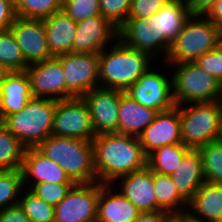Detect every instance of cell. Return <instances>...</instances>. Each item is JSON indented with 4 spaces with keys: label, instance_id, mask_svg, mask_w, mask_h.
<instances>
[{
    "label": "cell",
    "instance_id": "obj_1",
    "mask_svg": "<svg viewBox=\"0 0 222 222\" xmlns=\"http://www.w3.org/2000/svg\"><path fill=\"white\" fill-rule=\"evenodd\" d=\"M97 182L111 184L117 178L147 166L139 138L109 133L96 135L92 140Z\"/></svg>",
    "mask_w": 222,
    "mask_h": 222
},
{
    "label": "cell",
    "instance_id": "obj_2",
    "mask_svg": "<svg viewBox=\"0 0 222 222\" xmlns=\"http://www.w3.org/2000/svg\"><path fill=\"white\" fill-rule=\"evenodd\" d=\"M98 55L99 87L123 92L157 63L149 53L130 48L119 38Z\"/></svg>",
    "mask_w": 222,
    "mask_h": 222
},
{
    "label": "cell",
    "instance_id": "obj_3",
    "mask_svg": "<svg viewBox=\"0 0 222 222\" xmlns=\"http://www.w3.org/2000/svg\"><path fill=\"white\" fill-rule=\"evenodd\" d=\"M36 148L65 170L74 183L97 182L92 142L51 135Z\"/></svg>",
    "mask_w": 222,
    "mask_h": 222
},
{
    "label": "cell",
    "instance_id": "obj_4",
    "mask_svg": "<svg viewBox=\"0 0 222 222\" xmlns=\"http://www.w3.org/2000/svg\"><path fill=\"white\" fill-rule=\"evenodd\" d=\"M56 100L31 96L17 113L6 116L1 123L26 148L37 147L51 136Z\"/></svg>",
    "mask_w": 222,
    "mask_h": 222
},
{
    "label": "cell",
    "instance_id": "obj_5",
    "mask_svg": "<svg viewBox=\"0 0 222 222\" xmlns=\"http://www.w3.org/2000/svg\"><path fill=\"white\" fill-rule=\"evenodd\" d=\"M182 143L197 149L218 141L222 127V100L178 106Z\"/></svg>",
    "mask_w": 222,
    "mask_h": 222
},
{
    "label": "cell",
    "instance_id": "obj_6",
    "mask_svg": "<svg viewBox=\"0 0 222 222\" xmlns=\"http://www.w3.org/2000/svg\"><path fill=\"white\" fill-rule=\"evenodd\" d=\"M219 45V28L205 15H191L172 42L164 60L167 65L195 62Z\"/></svg>",
    "mask_w": 222,
    "mask_h": 222
},
{
    "label": "cell",
    "instance_id": "obj_7",
    "mask_svg": "<svg viewBox=\"0 0 222 222\" xmlns=\"http://www.w3.org/2000/svg\"><path fill=\"white\" fill-rule=\"evenodd\" d=\"M170 69L176 105L222 100V84L195 62L173 64Z\"/></svg>",
    "mask_w": 222,
    "mask_h": 222
},
{
    "label": "cell",
    "instance_id": "obj_8",
    "mask_svg": "<svg viewBox=\"0 0 222 222\" xmlns=\"http://www.w3.org/2000/svg\"><path fill=\"white\" fill-rule=\"evenodd\" d=\"M160 65L162 69L165 66L163 70H167V72H164ZM168 70H170V66L164 61L157 62L155 66L144 72L125 93L142 106L157 112L172 109L176 104L173 98L172 75Z\"/></svg>",
    "mask_w": 222,
    "mask_h": 222
},
{
    "label": "cell",
    "instance_id": "obj_9",
    "mask_svg": "<svg viewBox=\"0 0 222 222\" xmlns=\"http://www.w3.org/2000/svg\"><path fill=\"white\" fill-rule=\"evenodd\" d=\"M51 135L92 142L96 134L88 106L82 97L56 101Z\"/></svg>",
    "mask_w": 222,
    "mask_h": 222
},
{
    "label": "cell",
    "instance_id": "obj_10",
    "mask_svg": "<svg viewBox=\"0 0 222 222\" xmlns=\"http://www.w3.org/2000/svg\"><path fill=\"white\" fill-rule=\"evenodd\" d=\"M65 74V99L82 97L99 88V55L68 53L56 56Z\"/></svg>",
    "mask_w": 222,
    "mask_h": 222
},
{
    "label": "cell",
    "instance_id": "obj_11",
    "mask_svg": "<svg viewBox=\"0 0 222 222\" xmlns=\"http://www.w3.org/2000/svg\"><path fill=\"white\" fill-rule=\"evenodd\" d=\"M99 182L75 183L56 206L54 222H96Z\"/></svg>",
    "mask_w": 222,
    "mask_h": 222
},
{
    "label": "cell",
    "instance_id": "obj_12",
    "mask_svg": "<svg viewBox=\"0 0 222 222\" xmlns=\"http://www.w3.org/2000/svg\"><path fill=\"white\" fill-rule=\"evenodd\" d=\"M191 15L187 0H171L148 18L157 34V61L166 59L172 42Z\"/></svg>",
    "mask_w": 222,
    "mask_h": 222
},
{
    "label": "cell",
    "instance_id": "obj_13",
    "mask_svg": "<svg viewBox=\"0 0 222 222\" xmlns=\"http://www.w3.org/2000/svg\"><path fill=\"white\" fill-rule=\"evenodd\" d=\"M123 93L99 87L82 96L88 106L96 135L118 133L119 103Z\"/></svg>",
    "mask_w": 222,
    "mask_h": 222
},
{
    "label": "cell",
    "instance_id": "obj_14",
    "mask_svg": "<svg viewBox=\"0 0 222 222\" xmlns=\"http://www.w3.org/2000/svg\"><path fill=\"white\" fill-rule=\"evenodd\" d=\"M33 96L56 101L65 99V74L61 61L53 56L26 69Z\"/></svg>",
    "mask_w": 222,
    "mask_h": 222
},
{
    "label": "cell",
    "instance_id": "obj_15",
    "mask_svg": "<svg viewBox=\"0 0 222 222\" xmlns=\"http://www.w3.org/2000/svg\"><path fill=\"white\" fill-rule=\"evenodd\" d=\"M21 48L28 65L52 58L47 45V36L43 19H25L17 17L9 28Z\"/></svg>",
    "mask_w": 222,
    "mask_h": 222
},
{
    "label": "cell",
    "instance_id": "obj_16",
    "mask_svg": "<svg viewBox=\"0 0 222 222\" xmlns=\"http://www.w3.org/2000/svg\"><path fill=\"white\" fill-rule=\"evenodd\" d=\"M143 152L148 156L155 149L182 143L178 105L157 113L154 121L138 136Z\"/></svg>",
    "mask_w": 222,
    "mask_h": 222
},
{
    "label": "cell",
    "instance_id": "obj_17",
    "mask_svg": "<svg viewBox=\"0 0 222 222\" xmlns=\"http://www.w3.org/2000/svg\"><path fill=\"white\" fill-rule=\"evenodd\" d=\"M119 29L102 15L77 23L74 53L99 54L118 39Z\"/></svg>",
    "mask_w": 222,
    "mask_h": 222
},
{
    "label": "cell",
    "instance_id": "obj_18",
    "mask_svg": "<svg viewBox=\"0 0 222 222\" xmlns=\"http://www.w3.org/2000/svg\"><path fill=\"white\" fill-rule=\"evenodd\" d=\"M130 200L140 212L163 210L154 193V172L147 166L141 170L123 175L111 183Z\"/></svg>",
    "mask_w": 222,
    "mask_h": 222
},
{
    "label": "cell",
    "instance_id": "obj_19",
    "mask_svg": "<svg viewBox=\"0 0 222 222\" xmlns=\"http://www.w3.org/2000/svg\"><path fill=\"white\" fill-rule=\"evenodd\" d=\"M21 170L26 189L44 182L74 183L65 170L43 155L36 147L26 148Z\"/></svg>",
    "mask_w": 222,
    "mask_h": 222
},
{
    "label": "cell",
    "instance_id": "obj_20",
    "mask_svg": "<svg viewBox=\"0 0 222 222\" xmlns=\"http://www.w3.org/2000/svg\"><path fill=\"white\" fill-rule=\"evenodd\" d=\"M186 222H222V184L204 182L188 202Z\"/></svg>",
    "mask_w": 222,
    "mask_h": 222
},
{
    "label": "cell",
    "instance_id": "obj_21",
    "mask_svg": "<svg viewBox=\"0 0 222 222\" xmlns=\"http://www.w3.org/2000/svg\"><path fill=\"white\" fill-rule=\"evenodd\" d=\"M140 211L112 184L99 183L96 222H132Z\"/></svg>",
    "mask_w": 222,
    "mask_h": 222
},
{
    "label": "cell",
    "instance_id": "obj_22",
    "mask_svg": "<svg viewBox=\"0 0 222 222\" xmlns=\"http://www.w3.org/2000/svg\"><path fill=\"white\" fill-rule=\"evenodd\" d=\"M32 96L30 80L26 70L10 71L0 83V122L19 112Z\"/></svg>",
    "mask_w": 222,
    "mask_h": 222
},
{
    "label": "cell",
    "instance_id": "obj_23",
    "mask_svg": "<svg viewBox=\"0 0 222 222\" xmlns=\"http://www.w3.org/2000/svg\"><path fill=\"white\" fill-rule=\"evenodd\" d=\"M48 50L52 56L74 53L77 23L63 10L43 19Z\"/></svg>",
    "mask_w": 222,
    "mask_h": 222
},
{
    "label": "cell",
    "instance_id": "obj_24",
    "mask_svg": "<svg viewBox=\"0 0 222 222\" xmlns=\"http://www.w3.org/2000/svg\"><path fill=\"white\" fill-rule=\"evenodd\" d=\"M170 177L179 194L189 202L205 182L201 155L198 149L191 148L183 156L180 165L171 173Z\"/></svg>",
    "mask_w": 222,
    "mask_h": 222
},
{
    "label": "cell",
    "instance_id": "obj_25",
    "mask_svg": "<svg viewBox=\"0 0 222 222\" xmlns=\"http://www.w3.org/2000/svg\"><path fill=\"white\" fill-rule=\"evenodd\" d=\"M157 111L144 107L125 92L120 96L118 133L138 137L155 119Z\"/></svg>",
    "mask_w": 222,
    "mask_h": 222
},
{
    "label": "cell",
    "instance_id": "obj_26",
    "mask_svg": "<svg viewBox=\"0 0 222 222\" xmlns=\"http://www.w3.org/2000/svg\"><path fill=\"white\" fill-rule=\"evenodd\" d=\"M118 38L128 47L149 53L157 60V34L148 18L127 19Z\"/></svg>",
    "mask_w": 222,
    "mask_h": 222
},
{
    "label": "cell",
    "instance_id": "obj_27",
    "mask_svg": "<svg viewBox=\"0 0 222 222\" xmlns=\"http://www.w3.org/2000/svg\"><path fill=\"white\" fill-rule=\"evenodd\" d=\"M154 193L157 204L180 219L186 214L188 202L179 194L170 175L154 172Z\"/></svg>",
    "mask_w": 222,
    "mask_h": 222
},
{
    "label": "cell",
    "instance_id": "obj_28",
    "mask_svg": "<svg viewBox=\"0 0 222 222\" xmlns=\"http://www.w3.org/2000/svg\"><path fill=\"white\" fill-rule=\"evenodd\" d=\"M191 148L183 143L172 144L155 149L147 156V167L161 175H171L180 165L183 156Z\"/></svg>",
    "mask_w": 222,
    "mask_h": 222
},
{
    "label": "cell",
    "instance_id": "obj_29",
    "mask_svg": "<svg viewBox=\"0 0 222 222\" xmlns=\"http://www.w3.org/2000/svg\"><path fill=\"white\" fill-rule=\"evenodd\" d=\"M26 147L0 122V171L20 170Z\"/></svg>",
    "mask_w": 222,
    "mask_h": 222
},
{
    "label": "cell",
    "instance_id": "obj_30",
    "mask_svg": "<svg viewBox=\"0 0 222 222\" xmlns=\"http://www.w3.org/2000/svg\"><path fill=\"white\" fill-rule=\"evenodd\" d=\"M197 149L201 155L205 181L222 184V142L218 140Z\"/></svg>",
    "mask_w": 222,
    "mask_h": 222
},
{
    "label": "cell",
    "instance_id": "obj_31",
    "mask_svg": "<svg viewBox=\"0 0 222 222\" xmlns=\"http://www.w3.org/2000/svg\"><path fill=\"white\" fill-rule=\"evenodd\" d=\"M24 189L21 169L0 171V211L18 204Z\"/></svg>",
    "mask_w": 222,
    "mask_h": 222
},
{
    "label": "cell",
    "instance_id": "obj_32",
    "mask_svg": "<svg viewBox=\"0 0 222 222\" xmlns=\"http://www.w3.org/2000/svg\"><path fill=\"white\" fill-rule=\"evenodd\" d=\"M0 63L9 71H24L29 66L10 29L0 31Z\"/></svg>",
    "mask_w": 222,
    "mask_h": 222
},
{
    "label": "cell",
    "instance_id": "obj_33",
    "mask_svg": "<svg viewBox=\"0 0 222 222\" xmlns=\"http://www.w3.org/2000/svg\"><path fill=\"white\" fill-rule=\"evenodd\" d=\"M16 15L25 19H44L62 10V0H14Z\"/></svg>",
    "mask_w": 222,
    "mask_h": 222
},
{
    "label": "cell",
    "instance_id": "obj_34",
    "mask_svg": "<svg viewBox=\"0 0 222 222\" xmlns=\"http://www.w3.org/2000/svg\"><path fill=\"white\" fill-rule=\"evenodd\" d=\"M32 222H54V206L24 189L18 203Z\"/></svg>",
    "mask_w": 222,
    "mask_h": 222
},
{
    "label": "cell",
    "instance_id": "obj_35",
    "mask_svg": "<svg viewBox=\"0 0 222 222\" xmlns=\"http://www.w3.org/2000/svg\"><path fill=\"white\" fill-rule=\"evenodd\" d=\"M62 10L76 23L101 15L99 0H62Z\"/></svg>",
    "mask_w": 222,
    "mask_h": 222
},
{
    "label": "cell",
    "instance_id": "obj_36",
    "mask_svg": "<svg viewBox=\"0 0 222 222\" xmlns=\"http://www.w3.org/2000/svg\"><path fill=\"white\" fill-rule=\"evenodd\" d=\"M101 15L118 29L126 22L131 0H99Z\"/></svg>",
    "mask_w": 222,
    "mask_h": 222
},
{
    "label": "cell",
    "instance_id": "obj_37",
    "mask_svg": "<svg viewBox=\"0 0 222 222\" xmlns=\"http://www.w3.org/2000/svg\"><path fill=\"white\" fill-rule=\"evenodd\" d=\"M75 183H38L34 184L29 190L38 198L45 202L56 206L63 198H65L68 191Z\"/></svg>",
    "mask_w": 222,
    "mask_h": 222
},
{
    "label": "cell",
    "instance_id": "obj_38",
    "mask_svg": "<svg viewBox=\"0 0 222 222\" xmlns=\"http://www.w3.org/2000/svg\"><path fill=\"white\" fill-rule=\"evenodd\" d=\"M195 63L222 84V47L220 45L200 56Z\"/></svg>",
    "mask_w": 222,
    "mask_h": 222
},
{
    "label": "cell",
    "instance_id": "obj_39",
    "mask_svg": "<svg viewBox=\"0 0 222 222\" xmlns=\"http://www.w3.org/2000/svg\"><path fill=\"white\" fill-rule=\"evenodd\" d=\"M171 0H131L127 19L150 18Z\"/></svg>",
    "mask_w": 222,
    "mask_h": 222
},
{
    "label": "cell",
    "instance_id": "obj_40",
    "mask_svg": "<svg viewBox=\"0 0 222 222\" xmlns=\"http://www.w3.org/2000/svg\"><path fill=\"white\" fill-rule=\"evenodd\" d=\"M16 18L14 0H0V31L8 30Z\"/></svg>",
    "mask_w": 222,
    "mask_h": 222
},
{
    "label": "cell",
    "instance_id": "obj_41",
    "mask_svg": "<svg viewBox=\"0 0 222 222\" xmlns=\"http://www.w3.org/2000/svg\"><path fill=\"white\" fill-rule=\"evenodd\" d=\"M179 219V217L171 212L160 210L140 212L132 222H178Z\"/></svg>",
    "mask_w": 222,
    "mask_h": 222
},
{
    "label": "cell",
    "instance_id": "obj_42",
    "mask_svg": "<svg viewBox=\"0 0 222 222\" xmlns=\"http://www.w3.org/2000/svg\"><path fill=\"white\" fill-rule=\"evenodd\" d=\"M0 222H32L19 204L0 211Z\"/></svg>",
    "mask_w": 222,
    "mask_h": 222
},
{
    "label": "cell",
    "instance_id": "obj_43",
    "mask_svg": "<svg viewBox=\"0 0 222 222\" xmlns=\"http://www.w3.org/2000/svg\"><path fill=\"white\" fill-rule=\"evenodd\" d=\"M217 0H187L192 15H205Z\"/></svg>",
    "mask_w": 222,
    "mask_h": 222
},
{
    "label": "cell",
    "instance_id": "obj_44",
    "mask_svg": "<svg viewBox=\"0 0 222 222\" xmlns=\"http://www.w3.org/2000/svg\"><path fill=\"white\" fill-rule=\"evenodd\" d=\"M205 16L218 28L222 27V0H217Z\"/></svg>",
    "mask_w": 222,
    "mask_h": 222
},
{
    "label": "cell",
    "instance_id": "obj_45",
    "mask_svg": "<svg viewBox=\"0 0 222 222\" xmlns=\"http://www.w3.org/2000/svg\"><path fill=\"white\" fill-rule=\"evenodd\" d=\"M9 72L10 71L3 64L0 63V83L6 78Z\"/></svg>",
    "mask_w": 222,
    "mask_h": 222
},
{
    "label": "cell",
    "instance_id": "obj_46",
    "mask_svg": "<svg viewBox=\"0 0 222 222\" xmlns=\"http://www.w3.org/2000/svg\"><path fill=\"white\" fill-rule=\"evenodd\" d=\"M219 45L222 47V27L219 28Z\"/></svg>",
    "mask_w": 222,
    "mask_h": 222
},
{
    "label": "cell",
    "instance_id": "obj_47",
    "mask_svg": "<svg viewBox=\"0 0 222 222\" xmlns=\"http://www.w3.org/2000/svg\"><path fill=\"white\" fill-rule=\"evenodd\" d=\"M219 140L222 142V127H221V134Z\"/></svg>",
    "mask_w": 222,
    "mask_h": 222
},
{
    "label": "cell",
    "instance_id": "obj_48",
    "mask_svg": "<svg viewBox=\"0 0 222 222\" xmlns=\"http://www.w3.org/2000/svg\"><path fill=\"white\" fill-rule=\"evenodd\" d=\"M178 222H184V219L181 218V219L178 220Z\"/></svg>",
    "mask_w": 222,
    "mask_h": 222
}]
</instances>
